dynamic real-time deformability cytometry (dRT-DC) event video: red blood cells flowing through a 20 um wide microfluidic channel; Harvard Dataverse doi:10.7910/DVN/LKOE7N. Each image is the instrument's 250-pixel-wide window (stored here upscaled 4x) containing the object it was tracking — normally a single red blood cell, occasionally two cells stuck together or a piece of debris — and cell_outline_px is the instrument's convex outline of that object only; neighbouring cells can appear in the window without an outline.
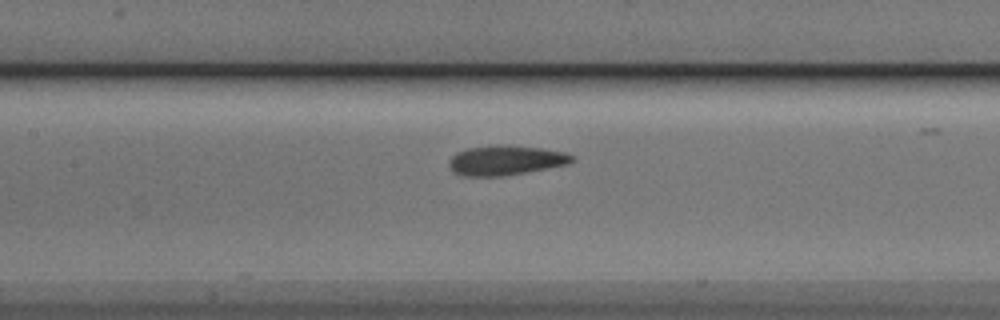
{"species": "Egyptian fruit bat (a non-hibernating species)", "species_latin": "Rousettus aegyptiacus", "temperature_condition": "cold", "stored_images_in_passage": 13, "camera_frame_rate_fps": 3000, "um_per_image_px": 0.085, "animal": {"sex": "male"}, "frame": {"image": 1, "passage_image": 11, "time_ms": 3.333, "image_size_px": [1000, 320], "cell_outline_px": [[576, 160], [568, 164], [528, 172], [504, 176], [460, 176], [452, 172], [448, 164], [448, 160], [456, 152], [468, 148], [500, 144], [540, 148], [564, 152], [572, 156]], "centroid_in_image_um": [42.94, 13.63], "position_along_channel_um": 164.5, "area_um2": 21.5}}